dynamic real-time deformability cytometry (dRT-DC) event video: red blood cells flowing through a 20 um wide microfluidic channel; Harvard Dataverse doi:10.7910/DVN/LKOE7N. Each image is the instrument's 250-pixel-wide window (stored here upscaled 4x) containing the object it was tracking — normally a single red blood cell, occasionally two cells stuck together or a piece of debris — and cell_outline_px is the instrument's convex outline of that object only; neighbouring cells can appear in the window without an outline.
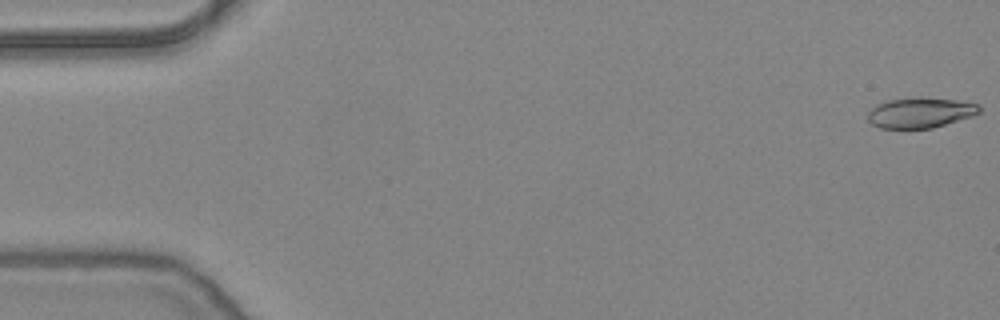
{"species": "common noctule bat (a hibernating species)", "species_latin": "Nyctalus noctula", "temperature_condition": "warm", "stored_images_in_passage": 53, "camera_frame_rate_fps": 3000, "um_per_image_px": 0.085, "animal": {"sex": "female", "body_mass_g": 24.6, "forearm_length_mm": 56.2}, "frame": {"image": 1, "passage_image": 1, "time_ms": 0.0, "image_size_px": [1000, 320], "cell_outline_px": [[980, 112], [972, 116], [932, 128], [880, 128], [872, 124], [868, 120], [868, 112], [876, 104], [888, 100], [920, 96], [956, 100], [980, 104]], "centroid_in_image_um": [78.22, 9.56], "position_along_channel_um": 6.8, "area_um2": 19.83}}
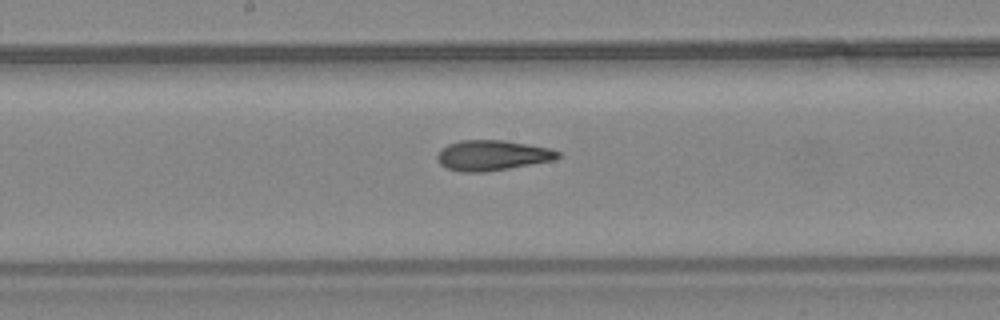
{"frame": {"image": 2, "passage_image": 28, "time_ms": 9.0, "image_size_px": [1000, 320], "cell_outline_px": [[560, 156], [552, 160], [508, 168], [484, 172], [464, 172], [448, 168], [440, 164], [436, 160], [436, 156], [440, 148], [448, 144], [460, 140], [504, 140], [552, 148], [560, 152]], "centroid_in_image_um": [41.81, 13.19], "position_along_channel_um": 206.4, "area_um2": 21.27}}
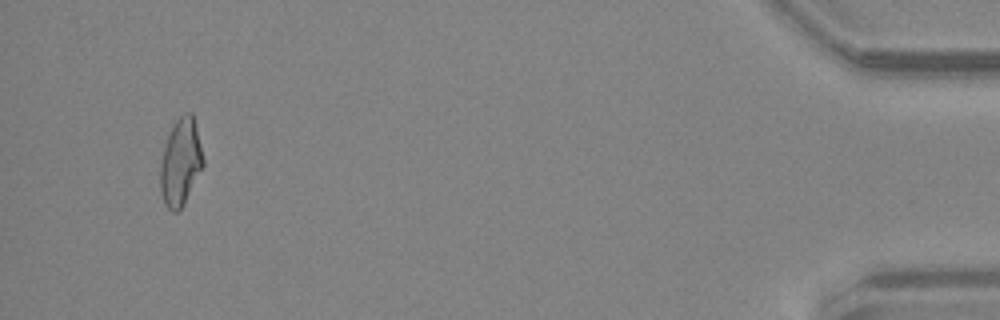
{"frame": {"image": 3, "passage_image": 51, "time_ms": 16.667, "image_size_px": [1000, 320], "cell_outline_px": [[204, 164], [184, 204], [176, 212], [172, 212], [164, 204], [160, 192], [160, 164], [164, 148], [168, 136], [176, 120], [184, 112], [192, 112], [204, 160]], "centroid_in_image_um": [15.34, 13.81], "position_along_channel_um": 419.9, "area_um2": 21.5}, "authors_computed_cell_mechanics": {"area_um2": 21.097, "velocity_mm_per_s": 3.8688, "shape_relaxation_time_tau1_ms": null, "shape_relaxation_time_tau2_ms": 3.038, "deformation_change_tau1": null, "deformation_change_tau2": 0.1151}}